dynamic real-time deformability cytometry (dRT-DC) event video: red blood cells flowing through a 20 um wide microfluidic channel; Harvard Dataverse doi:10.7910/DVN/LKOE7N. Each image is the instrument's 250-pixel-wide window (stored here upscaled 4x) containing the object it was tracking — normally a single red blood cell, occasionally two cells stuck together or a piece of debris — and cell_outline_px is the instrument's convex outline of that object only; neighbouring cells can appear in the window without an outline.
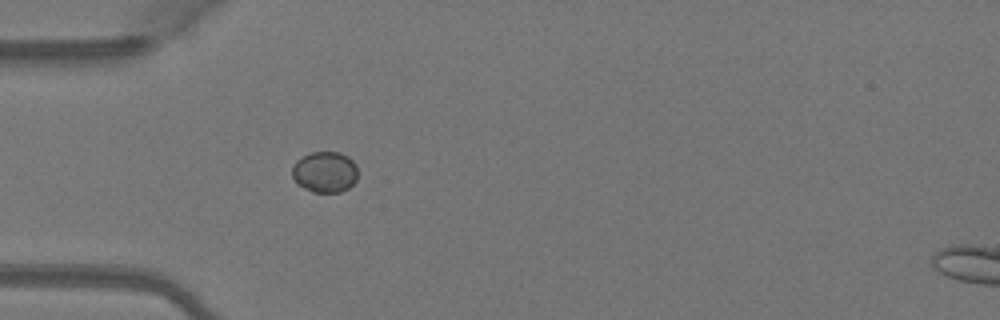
{"species": "Egyptian fruit bat (a non-hibernating species)", "species_latin": "Rousettus aegyptiacus", "temperature_condition": "warm", "stored_images_in_passage": 10, "camera_frame_rate_fps": 3000, "um_per_image_px": 0.085, "animal": {"sex": "female"}, "frame": {"image": 1, "passage_image": 6, "time_ms": 1.667, "image_size_px": [1000, 320], "cell_outline_px": [[356, 180], [348, 188], [340, 192], [312, 192], [296, 184], [292, 176], [292, 168], [296, 160], [312, 152], [340, 152], [348, 156], [356, 164]], "centroid_in_image_um": [27.6, 14.62], "position_along_channel_um": 57.4, "area_um2": 15.72}}